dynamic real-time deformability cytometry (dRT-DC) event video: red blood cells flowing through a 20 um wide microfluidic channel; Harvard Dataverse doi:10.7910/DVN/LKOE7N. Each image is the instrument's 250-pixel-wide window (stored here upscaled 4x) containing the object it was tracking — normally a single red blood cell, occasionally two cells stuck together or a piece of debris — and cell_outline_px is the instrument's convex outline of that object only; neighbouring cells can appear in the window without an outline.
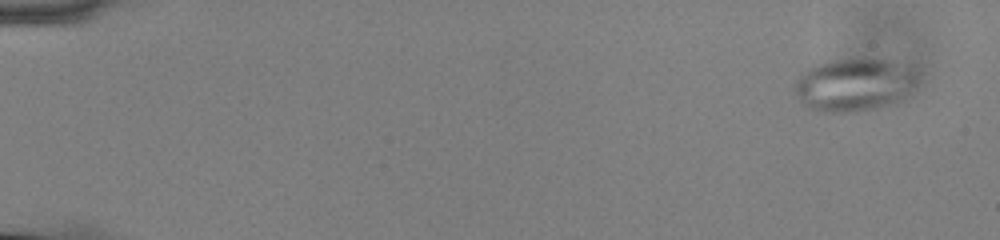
{"species": "common noctule bat (a hibernating species)", "species_latin": "Nyctalus noctula", "temperature_condition": "cold", "stored_images_in_passage": 57, "camera_frame_rate_fps": 3000, "um_per_image_px": 0.085, "animal": {"sex": "male", "body_mass_g": 13.0, "forearm_length_mm": 53.1}, "frame": {"image": 1, "passage_image": 4, "time_ms": 1.0, "image_size_px": [1000, 240], "cell_outline_px": [[920, 72], [916, 84], [904, 100], [896, 104], [876, 108], [852, 112], [816, 112], [808, 108], [796, 96], [792, 88], [796, 80], [804, 72], [816, 64], [836, 60], [888, 60], [912, 68]], "centroid_in_image_um": [72.64, 7.25], "position_along_channel_um": 12.4, "area_um2": 38.15}}
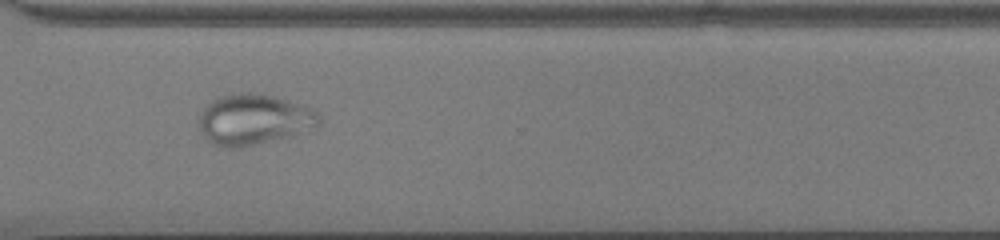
{"frame": {"image": 2, "passage_image": 44, "time_ms": 14.333, "image_size_px": [1000, 240], "cell_outline_px": [[320, 124], [316, 128], [292, 136], [240, 148], [224, 148], [212, 144], [204, 140], [200, 132], [200, 112], [212, 100], [220, 96], [240, 92], [252, 92], [272, 96], [304, 104], [312, 108], [320, 116]], "centroid_in_image_um": [21.58, 10.18], "position_along_channel_um": 349.0, "area_um2": 36.07}}
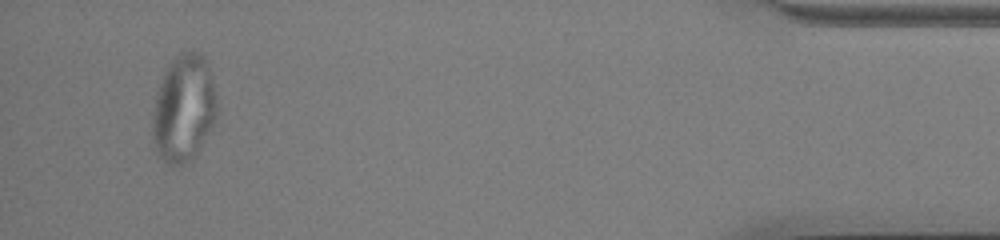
{"frame": {"image": 3, "passage_image": 55, "time_ms": 18.0, "image_size_px": [1000, 240], "cell_outline_px": [[216, 112], [212, 124], [196, 152], [184, 164], [168, 164], [156, 152], [152, 136], [152, 116], [156, 96], [160, 80], [168, 64], [180, 52], [200, 52], [204, 56], [208, 64], [212, 76], [216, 96]], "centroid_in_image_um": [15.59, 9.16], "position_along_channel_um": 419.6, "area_um2": 39.77}}